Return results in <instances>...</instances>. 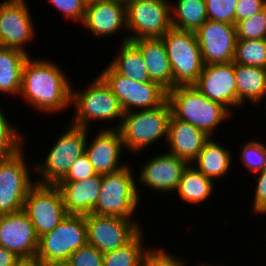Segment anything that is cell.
I'll list each match as a JSON object with an SVG mask.
<instances>
[{
  "label": "cell",
  "mask_w": 266,
  "mask_h": 266,
  "mask_svg": "<svg viewBox=\"0 0 266 266\" xmlns=\"http://www.w3.org/2000/svg\"><path fill=\"white\" fill-rule=\"evenodd\" d=\"M61 67L47 59L28 56L22 69L19 97L41 113H59L71 106V85Z\"/></svg>",
  "instance_id": "1"
},
{
  "label": "cell",
  "mask_w": 266,
  "mask_h": 266,
  "mask_svg": "<svg viewBox=\"0 0 266 266\" xmlns=\"http://www.w3.org/2000/svg\"><path fill=\"white\" fill-rule=\"evenodd\" d=\"M167 100L175 119L190 123L210 137L232 115L226 107L210 100L193 85L176 86L167 92Z\"/></svg>",
  "instance_id": "2"
},
{
  "label": "cell",
  "mask_w": 266,
  "mask_h": 266,
  "mask_svg": "<svg viewBox=\"0 0 266 266\" xmlns=\"http://www.w3.org/2000/svg\"><path fill=\"white\" fill-rule=\"evenodd\" d=\"M171 116V107L166 100L153 109L124 113L123 118L117 121L119 123L116 122L115 129L120 133L124 149L137 155L160 138L164 137L165 141L167 140Z\"/></svg>",
  "instance_id": "3"
},
{
  "label": "cell",
  "mask_w": 266,
  "mask_h": 266,
  "mask_svg": "<svg viewBox=\"0 0 266 266\" xmlns=\"http://www.w3.org/2000/svg\"><path fill=\"white\" fill-rule=\"evenodd\" d=\"M129 163L123 169L102 175L101 190L92 214L134 219L139 204V188Z\"/></svg>",
  "instance_id": "4"
},
{
  "label": "cell",
  "mask_w": 266,
  "mask_h": 266,
  "mask_svg": "<svg viewBox=\"0 0 266 266\" xmlns=\"http://www.w3.org/2000/svg\"><path fill=\"white\" fill-rule=\"evenodd\" d=\"M74 89L71 87V105L75 107L72 125L89 130L90 124L94 121L109 122L123 118L124 112L118 98L99 75L86 90Z\"/></svg>",
  "instance_id": "5"
},
{
  "label": "cell",
  "mask_w": 266,
  "mask_h": 266,
  "mask_svg": "<svg viewBox=\"0 0 266 266\" xmlns=\"http://www.w3.org/2000/svg\"><path fill=\"white\" fill-rule=\"evenodd\" d=\"M69 124L68 130L59 135L43 162L31 165V171L40 178H36V183L56 185L66 176L74 161L85 153L88 129Z\"/></svg>",
  "instance_id": "6"
},
{
  "label": "cell",
  "mask_w": 266,
  "mask_h": 266,
  "mask_svg": "<svg viewBox=\"0 0 266 266\" xmlns=\"http://www.w3.org/2000/svg\"><path fill=\"white\" fill-rule=\"evenodd\" d=\"M162 40L173 73V89L176 86L193 85L204 67L195 32L172 27Z\"/></svg>",
  "instance_id": "7"
},
{
  "label": "cell",
  "mask_w": 266,
  "mask_h": 266,
  "mask_svg": "<svg viewBox=\"0 0 266 266\" xmlns=\"http://www.w3.org/2000/svg\"><path fill=\"white\" fill-rule=\"evenodd\" d=\"M126 27L132 34L123 42L143 38H162L171 28V1L125 0Z\"/></svg>",
  "instance_id": "8"
},
{
  "label": "cell",
  "mask_w": 266,
  "mask_h": 266,
  "mask_svg": "<svg viewBox=\"0 0 266 266\" xmlns=\"http://www.w3.org/2000/svg\"><path fill=\"white\" fill-rule=\"evenodd\" d=\"M87 243L85 216L67 215L51 232L39 238L36 257L44 264L67 262L73 252Z\"/></svg>",
  "instance_id": "9"
},
{
  "label": "cell",
  "mask_w": 266,
  "mask_h": 266,
  "mask_svg": "<svg viewBox=\"0 0 266 266\" xmlns=\"http://www.w3.org/2000/svg\"><path fill=\"white\" fill-rule=\"evenodd\" d=\"M118 98L124 113L153 109L167 100V91L155 82H136L120 75L110 64L99 75Z\"/></svg>",
  "instance_id": "10"
},
{
  "label": "cell",
  "mask_w": 266,
  "mask_h": 266,
  "mask_svg": "<svg viewBox=\"0 0 266 266\" xmlns=\"http://www.w3.org/2000/svg\"><path fill=\"white\" fill-rule=\"evenodd\" d=\"M36 236L51 232L68 215L56 185L36 183L30 188L23 205Z\"/></svg>",
  "instance_id": "11"
},
{
  "label": "cell",
  "mask_w": 266,
  "mask_h": 266,
  "mask_svg": "<svg viewBox=\"0 0 266 266\" xmlns=\"http://www.w3.org/2000/svg\"><path fill=\"white\" fill-rule=\"evenodd\" d=\"M24 156L21 150L13 157L0 161V215L23 210L28 192L35 184Z\"/></svg>",
  "instance_id": "12"
},
{
  "label": "cell",
  "mask_w": 266,
  "mask_h": 266,
  "mask_svg": "<svg viewBox=\"0 0 266 266\" xmlns=\"http://www.w3.org/2000/svg\"><path fill=\"white\" fill-rule=\"evenodd\" d=\"M88 243L105 254L130 242L143 228L135 219L89 214L85 216Z\"/></svg>",
  "instance_id": "13"
},
{
  "label": "cell",
  "mask_w": 266,
  "mask_h": 266,
  "mask_svg": "<svg viewBox=\"0 0 266 266\" xmlns=\"http://www.w3.org/2000/svg\"><path fill=\"white\" fill-rule=\"evenodd\" d=\"M26 0L0 2V46L17 49L29 55L26 43L32 42L35 29Z\"/></svg>",
  "instance_id": "14"
},
{
  "label": "cell",
  "mask_w": 266,
  "mask_h": 266,
  "mask_svg": "<svg viewBox=\"0 0 266 266\" xmlns=\"http://www.w3.org/2000/svg\"><path fill=\"white\" fill-rule=\"evenodd\" d=\"M195 34L204 65L233 61L237 42L235 24L208 19Z\"/></svg>",
  "instance_id": "15"
},
{
  "label": "cell",
  "mask_w": 266,
  "mask_h": 266,
  "mask_svg": "<svg viewBox=\"0 0 266 266\" xmlns=\"http://www.w3.org/2000/svg\"><path fill=\"white\" fill-rule=\"evenodd\" d=\"M193 86L210 100L226 107L231 113L232 108H238L233 61L204 65L202 73Z\"/></svg>",
  "instance_id": "16"
},
{
  "label": "cell",
  "mask_w": 266,
  "mask_h": 266,
  "mask_svg": "<svg viewBox=\"0 0 266 266\" xmlns=\"http://www.w3.org/2000/svg\"><path fill=\"white\" fill-rule=\"evenodd\" d=\"M0 246L19 258L37 255L39 238L30 218L23 210L0 215Z\"/></svg>",
  "instance_id": "17"
},
{
  "label": "cell",
  "mask_w": 266,
  "mask_h": 266,
  "mask_svg": "<svg viewBox=\"0 0 266 266\" xmlns=\"http://www.w3.org/2000/svg\"><path fill=\"white\" fill-rule=\"evenodd\" d=\"M189 163L179 157L163 152L155 155L139 171V183L153 191L175 192L184 170Z\"/></svg>",
  "instance_id": "18"
},
{
  "label": "cell",
  "mask_w": 266,
  "mask_h": 266,
  "mask_svg": "<svg viewBox=\"0 0 266 266\" xmlns=\"http://www.w3.org/2000/svg\"><path fill=\"white\" fill-rule=\"evenodd\" d=\"M85 153L89 157L95 172L100 175L115 173L127 164L119 163L124 149L120 133L114 127L98 129L93 140L86 139Z\"/></svg>",
  "instance_id": "19"
},
{
  "label": "cell",
  "mask_w": 266,
  "mask_h": 266,
  "mask_svg": "<svg viewBox=\"0 0 266 266\" xmlns=\"http://www.w3.org/2000/svg\"><path fill=\"white\" fill-rule=\"evenodd\" d=\"M83 26L92 35L105 37L114 35L126 27L125 0H96L86 4Z\"/></svg>",
  "instance_id": "20"
},
{
  "label": "cell",
  "mask_w": 266,
  "mask_h": 266,
  "mask_svg": "<svg viewBox=\"0 0 266 266\" xmlns=\"http://www.w3.org/2000/svg\"><path fill=\"white\" fill-rule=\"evenodd\" d=\"M210 138L190 123L171 116L166 140L168 153L191 164Z\"/></svg>",
  "instance_id": "21"
},
{
  "label": "cell",
  "mask_w": 266,
  "mask_h": 266,
  "mask_svg": "<svg viewBox=\"0 0 266 266\" xmlns=\"http://www.w3.org/2000/svg\"><path fill=\"white\" fill-rule=\"evenodd\" d=\"M102 175L97 174L82 181L58 182L68 215L86 216L92 213L101 190Z\"/></svg>",
  "instance_id": "22"
},
{
  "label": "cell",
  "mask_w": 266,
  "mask_h": 266,
  "mask_svg": "<svg viewBox=\"0 0 266 266\" xmlns=\"http://www.w3.org/2000/svg\"><path fill=\"white\" fill-rule=\"evenodd\" d=\"M141 52L152 82L167 92L173 89V73L162 38H143L132 41Z\"/></svg>",
  "instance_id": "23"
},
{
  "label": "cell",
  "mask_w": 266,
  "mask_h": 266,
  "mask_svg": "<svg viewBox=\"0 0 266 266\" xmlns=\"http://www.w3.org/2000/svg\"><path fill=\"white\" fill-rule=\"evenodd\" d=\"M237 85L238 108L244 106L246 100L258 105L266 101V69L234 63ZM243 104V105H242Z\"/></svg>",
  "instance_id": "24"
},
{
  "label": "cell",
  "mask_w": 266,
  "mask_h": 266,
  "mask_svg": "<svg viewBox=\"0 0 266 266\" xmlns=\"http://www.w3.org/2000/svg\"><path fill=\"white\" fill-rule=\"evenodd\" d=\"M230 149L210 138L197 158L192 162L198 171L204 176L215 180L226 177L231 169L232 154ZM196 164V165H195Z\"/></svg>",
  "instance_id": "25"
},
{
  "label": "cell",
  "mask_w": 266,
  "mask_h": 266,
  "mask_svg": "<svg viewBox=\"0 0 266 266\" xmlns=\"http://www.w3.org/2000/svg\"><path fill=\"white\" fill-rule=\"evenodd\" d=\"M28 56L20 50L0 46V93L19 96L22 69Z\"/></svg>",
  "instance_id": "26"
},
{
  "label": "cell",
  "mask_w": 266,
  "mask_h": 266,
  "mask_svg": "<svg viewBox=\"0 0 266 266\" xmlns=\"http://www.w3.org/2000/svg\"><path fill=\"white\" fill-rule=\"evenodd\" d=\"M214 181L204 176L192 164L184 170L176 192L178 197L193 205L203 203L214 192Z\"/></svg>",
  "instance_id": "27"
},
{
  "label": "cell",
  "mask_w": 266,
  "mask_h": 266,
  "mask_svg": "<svg viewBox=\"0 0 266 266\" xmlns=\"http://www.w3.org/2000/svg\"><path fill=\"white\" fill-rule=\"evenodd\" d=\"M110 65L120 74L136 82H151L140 49L132 42H122Z\"/></svg>",
  "instance_id": "28"
},
{
  "label": "cell",
  "mask_w": 266,
  "mask_h": 266,
  "mask_svg": "<svg viewBox=\"0 0 266 266\" xmlns=\"http://www.w3.org/2000/svg\"><path fill=\"white\" fill-rule=\"evenodd\" d=\"M172 3L173 28L196 32L208 20L205 0H176V4Z\"/></svg>",
  "instance_id": "29"
},
{
  "label": "cell",
  "mask_w": 266,
  "mask_h": 266,
  "mask_svg": "<svg viewBox=\"0 0 266 266\" xmlns=\"http://www.w3.org/2000/svg\"><path fill=\"white\" fill-rule=\"evenodd\" d=\"M144 232L141 230L130 242L118 249L103 254V266H141L149 248L144 246Z\"/></svg>",
  "instance_id": "30"
},
{
  "label": "cell",
  "mask_w": 266,
  "mask_h": 266,
  "mask_svg": "<svg viewBox=\"0 0 266 266\" xmlns=\"http://www.w3.org/2000/svg\"><path fill=\"white\" fill-rule=\"evenodd\" d=\"M233 62L266 69V39L237 40Z\"/></svg>",
  "instance_id": "31"
},
{
  "label": "cell",
  "mask_w": 266,
  "mask_h": 266,
  "mask_svg": "<svg viewBox=\"0 0 266 266\" xmlns=\"http://www.w3.org/2000/svg\"><path fill=\"white\" fill-rule=\"evenodd\" d=\"M1 105V104H0ZM0 106V161L9 159L24 150L25 142L21 132L5 117Z\"/></svg>",
  "instance_id": "32"
},
{
  "label": "cell",
  "mask_w": 266,
  "mask_h": 266,
  "mask_svg": "<svg viewBox=\"0 0 266 266\" xmlns=\"http://www.w3.org/2000/svg\"><path fill=\"white\" fill-rule=\"evenodd\" d=\"M237 40L266 39V8L235 24Z\"/></svg>",
  "instance_id": "33"
},
{
  "label": "cell",
  "mask_w": 266,
  "mask_h": 266,
  "mask_svg": "<svg viewBox=\"0 0 266 266\" xmlns=\"http://www.w3.org/2000/svg\"><path fill=\"white\" fill-rule=\"evenodd\" d=\"M240 151V161L250 171L256 173L266 168V145L264 143L254 139L246 142Z\"/></svg>",
  "instance_id": "34"
},
{
  "label": "cell",
  "mask_w": 266,
  "mask_h": 266,
  "mask_svg": "<svg viewBox=\"0 0 266 266\" xmlns=\"http://www.w3.org/2000/svg\"><path fill=\"white\" fill-rule=\"evenodd\" d=\"M238 0H205L207 18L213 21L236 24V6Z\"/></svg>",
  "instance_id": "35"
},
{
  "label": "cell",
  "mask_w": 266,
  "mask_h": 266,
  "mask_svg": "<svg viewBox=\"0 0 266 266\" xmlns=\"http://www.w3.org/2000/svg\"><path fill=\"white\" fill-rule=\"evenodd\" d=\"M67 263L70 266H103V253L87 243L73 252Z\"/></svg>",
  "instance_id": "36"
},
{
  "label": "cell",
  "mask_w": 266,
  "mask_h": 266,
  "mask_svg": "<svg viewBox=\"0 0 266 266\" xmlns=\"http://www.w3.org/2000/svg\"><path fill=\"white\" fill-rule=\"evenodd\" d=\"M141 266H186V263L167 249L152 247L145 253Z\"/></svg>",
  "instance_id": "37"
},
{
  "label": "cell",
  "mask_w": 266,
  "mask_h": 266,
  "mask_svg": "<svg viewBox=\"0 0 266 266\" xmlns=\"http://www.w3.org/2000/svg\"><path fill=\"white\" fill-rule=\"evenodd\" d=\"M48 2L68 20L82 23L87 4L85 0H48Z\"/></svg>",
  "instance_id": "38"
},
{
  "label": "cell",
  "mask_w": 266,
  "mask_h": 266,
  "mask_svg": "<svg viewBox=\"0 0 266 266\" xmlns=\"http://www.w3.org/2000/svg\"><path fill=\"white\" fill-rule=\"evenodd\" d=\"M95 175H97V173L90 163L89 157L86 153H83L74 161L66 176L59 182L82 181Z\"/></svg>",
  "instance_id": "39"
},
{
  "label": "cell",
  "mask_w": 266,
  "mask_h": 266,
  "mask_svg": "<svg viewBox=\"0 0 266 266\" xmlns=\"http://www.w3.org/2000/svg\"><path fill=\"white\" fill-rule=\"evenodd\" d=\"M257 175V176H256ZM256 187L253 199V212L254 214H266V168L260 172L255 173Z\"/></svg>",
  "instance_id": "40"
},
{
  "label": "cell",
  "mask_w": 266,
  "mask_h": 266,
  "mask_svg": "<svg viewBox=\"0 0 266 266\" xmlns=\"http://www.w3.org/2000/svg\"><path fill=\"white\" fill-rule=\"evenodd\" d=\"M266 8V0H238L235 9L236 23Z\"/></svg>",
  "instance_id": "41"
},
{
  "label": "cell",
  "mask_w": 266,
  "mask_h": 266,
  "mask_svg": "<svg viewBox=\"0 0 266 266\" xmlns=\"http://www.w3.org/2000/svg\"><path fill=\"white\" fill-rule=\"evenodd\" d=\"M20 258L3 246H0V266H14Z\"/></svg>",
  "instance_id": "42"
},
{
  "label": "cell",
  "mask_w": 266,
  "mask_h": 266,
  "mask_svg": "<svg viewBox=\"0 0 266 266\" xmlns=\"http://www.w3.org/2000/svg\"><path fill=\"white\" fill-rule=\"evenodd\" d=\"M14 266H44V263L35 256L29 258H20Z\"/></svg>",
  "instance_id": "43"
},
{
  "label": "cell",
  "mask_w": 266,
  "mask_h": 266,
  "mask_svg": "<svg viewBox=\"0 0 266 266\" xmlns=\"http://www.w3.org/2000/svg\"><path fill=\"white\" fill-rule=\"evenodd\" d=\"M44 266H70L67 262H60V263H47Z\"/></svg>",
  "instance_id": "44"
},
{
  "label": "cell",
  "mask_w": 266,
  "mask_h": 266,
  "mask_svg": "<svg viewBox=\"0 0 266 266\" xmlns=\"http://www.w3.org/2000/svg\"><path fill=\"white\" fill-rule=\"evenodd\" d=\"M198 266H213V265L208 264L207 261H206V264L205 263H200V265L198 264ZM216 266H224V265H220V264L218 265L217 264Z\"/></svg>",
  "instance_id": "45"
},
{
  "label": "cell",
  "mask_w": 266,
  "mask_h": 266,
  "mask_svg": "<svg viewBox=\"0 0 266 266\" xmlns=\"http://www.w3.org/2000/svg\"><path fill=\"white\" fill-rule=\"evenodd\" d=\"M91 1H96V0H85L86 3L91 2Z\"/></svg>",
  "instance_id": "46"
}]
</instances>
